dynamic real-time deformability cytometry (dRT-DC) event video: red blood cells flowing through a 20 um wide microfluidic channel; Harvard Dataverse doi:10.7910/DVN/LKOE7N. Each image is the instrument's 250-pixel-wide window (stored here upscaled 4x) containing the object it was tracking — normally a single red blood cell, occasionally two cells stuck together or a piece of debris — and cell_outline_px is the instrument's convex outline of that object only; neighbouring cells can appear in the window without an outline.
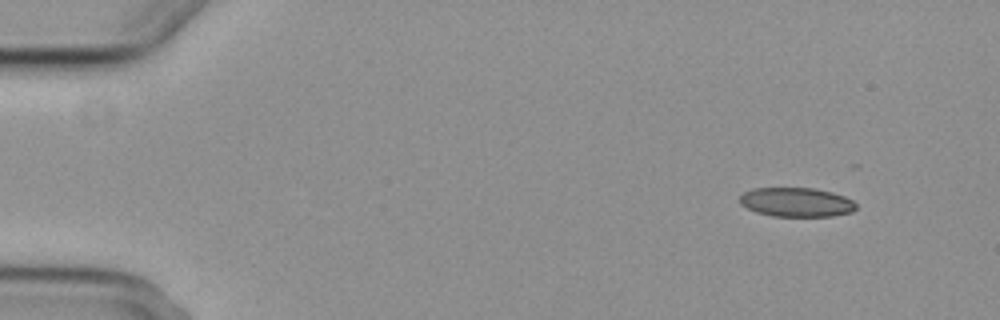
{"species": "common noctule bat (a hibernating species)", "species_latin": "Nyctalus noctula", "temperature_condition": "cold", "stored_images_in_passage": 4, "camera_frame_rate_fps": 3000, "um_per_image_px": 0.085, "animal": {"sex": "female", "body_mass_g": 29.2, "forearm_length_mm": 56.3}, "frame": {"image": 1, "passage_image": 1, "time_ms": 0.0, "image_size_px": [1000, 320], "cell_outline_px": [[856, 208], [852, 212], [832, 216], [772, 216], [756, 212], [740, 204], [740, 196], [744, 192], [752, 188], [812, 188], [832, 192], [844, 196], [852, 200], [856, 204]], "centroid_in_image_um": [67.69, 17.18], "position_along_channel_um": 17.3, "area_um2": 19.77}}
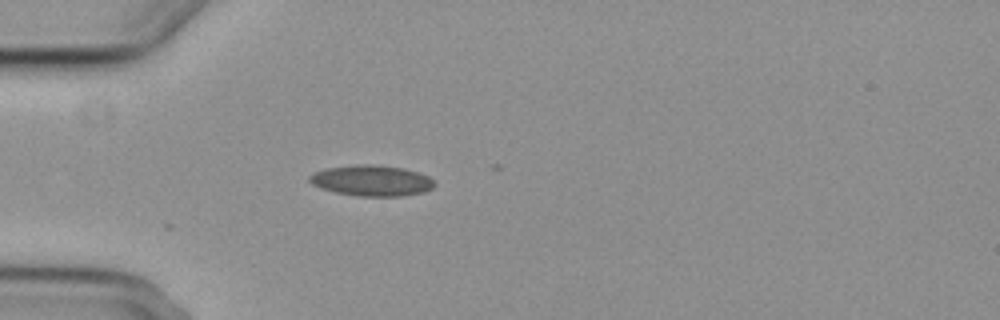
{"frame": {"image": 2, "passage_image": 4, "time_ms": 3.667, "image_size_px": [1000, 320], "cell_outline_px": [[436, 184], [432, 188], [424, 192], [400, 196], [356, 196], [336, 192], [320, 188], [312, 184], [308, 180], [308, 176], [316, 172], [328, 168], [356, 164], [372, 164], [404, 168], [420, 172], [428, 176]], "centroid_in_image_um": [31.6, 15.35], "position_along_channel_um": 53.4, "area_um2": 22.48}}